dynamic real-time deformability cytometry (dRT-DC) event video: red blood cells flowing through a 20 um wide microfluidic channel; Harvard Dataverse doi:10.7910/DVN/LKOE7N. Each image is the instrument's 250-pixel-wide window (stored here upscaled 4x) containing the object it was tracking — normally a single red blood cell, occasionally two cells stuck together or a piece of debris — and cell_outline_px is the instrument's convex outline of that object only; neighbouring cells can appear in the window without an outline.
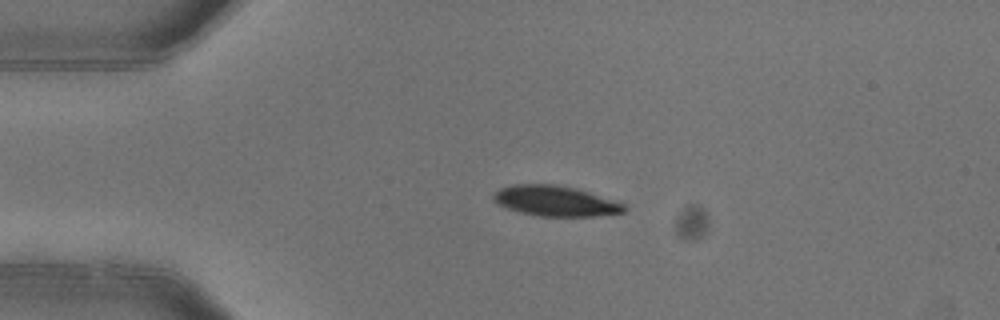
{"species": "common noctule bat (a hibernating species)", "species_latin": "Nyctalus noctula", "temperature_condition": "warm", "stored_images_in_passage": 3, "camera_frame_rate_fps": 3000, "um_per_image_px": 0.085, "animal": {"sex": "female"}, "frame": {"image": 1, "passage_image": 2, "time_ms": 0.333, "image_size_px": [1000, 320], "cell_outline_px": [[628, 208], [624, 212], [596, 216], [540, 216], [520, 212], [504, 208], [496, 204], [492, 200], [492, 196], [500, 188], [512, 184], [556, 184], [576, 188], [624, 204]], "centroid_in_image_um": [47.15, 17.08], "position_along_channel_um": 37.8, "area_um2": 23.18}}